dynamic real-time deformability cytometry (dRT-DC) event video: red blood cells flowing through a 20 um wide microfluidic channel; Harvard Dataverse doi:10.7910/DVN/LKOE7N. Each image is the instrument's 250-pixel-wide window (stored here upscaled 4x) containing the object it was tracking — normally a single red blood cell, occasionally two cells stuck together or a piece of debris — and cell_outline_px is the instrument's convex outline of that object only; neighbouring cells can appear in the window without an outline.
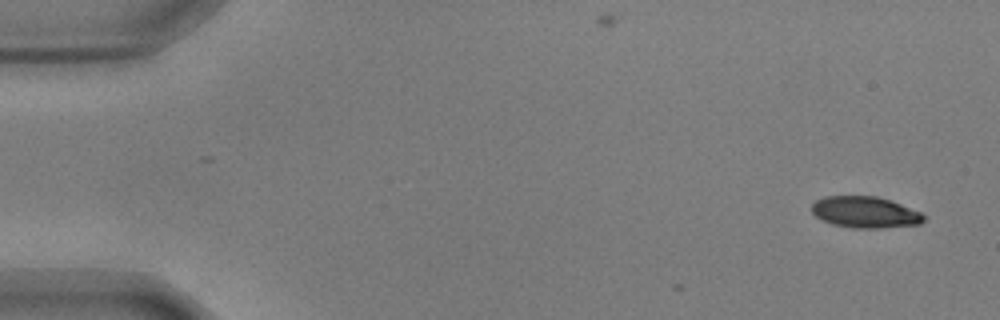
{"species": "common noctule bat (a hibernating species)", "species_latin": "Nyctalus noctula", "temperature_condition": "warm", "stored_images_in_passage": 4, "camera_frame_rate_fps": 3000, "um_per_image_px": 0.085, "animal": {"sex": "male", "body_mass_g": 17.9, "forearm_length_mm": 54.2}, "frame": {"image": 1, "passage_image": 1, "time_ms": 0.0, "image_size_px": [1000, 320], "cell_outline_px": [[924, 220], [920, 224], [880, 228], [852, 228], [832, 224], [816, 216], [812, 212], [812, 204], [816, 200], [824, 196], [876, 196], [900, 204], [920, 212], [924, 216]], "centroid_in_image_um": [73.51, 18.04], "position_along_channel_um": 11.5, "area_um2": 20.29}}